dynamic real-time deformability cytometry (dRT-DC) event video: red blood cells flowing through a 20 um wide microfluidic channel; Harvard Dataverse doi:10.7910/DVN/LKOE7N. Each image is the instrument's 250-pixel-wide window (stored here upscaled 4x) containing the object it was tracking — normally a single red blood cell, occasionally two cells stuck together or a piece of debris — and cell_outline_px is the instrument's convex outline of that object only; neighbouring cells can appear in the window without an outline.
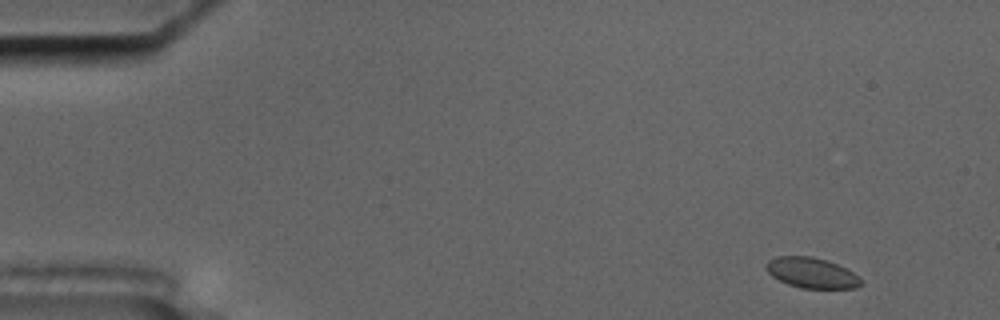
{"species": "common noctule bat (a hibernating species)", "species_latin": "Nyctalus noctula", "temperature_condition": "cold", "stored_images_in_passage": 55, "camera_frame_rate_fps": 3000, "um_per_image_px": 0.085, "animal": {"sex": "male", "body_mass_g": 17.5, "forearm_length_mm": 52.3}, "frame": {"image": 1, "passage_image": 2, "time_ms": 0.333, "image_size_px": [1000, 320], "cell_outline_px": [[860, 284], [856, 288], [800, 288], [788, 284], [772, 276], [764, 268], [764, 264], [768, 260], [776, 256], [812, 256], [848, 268], [860, 280]], "centroid_in_image_um": [68.93, 23.18], "position_along_channel_um": 16.1, "area_um2": 16.7}}
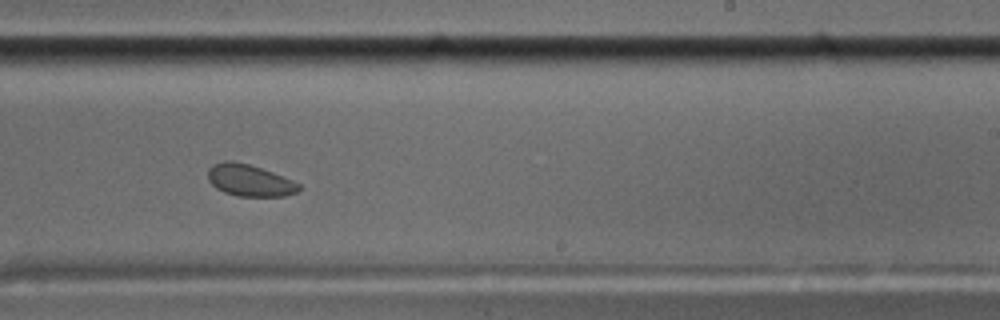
{"frame": {"image": 2, "passage_image": 33, "time_ms": 10.667, "image_size_px": [1000, 320], "cell_outline_px": [[300, 188], [296, 192], [284, 196], [236, 196], [224, 192], [216, 188], [208, 180], [208, 168], [212, 164], [224, 160], [232, 160], [248, 164], [272, 172], [292, 180], [300, 184]], "centroid_in_image_um": [21.17, 15.32], "position_along_channel_um": 267.8, "area_um2": 16.82}}
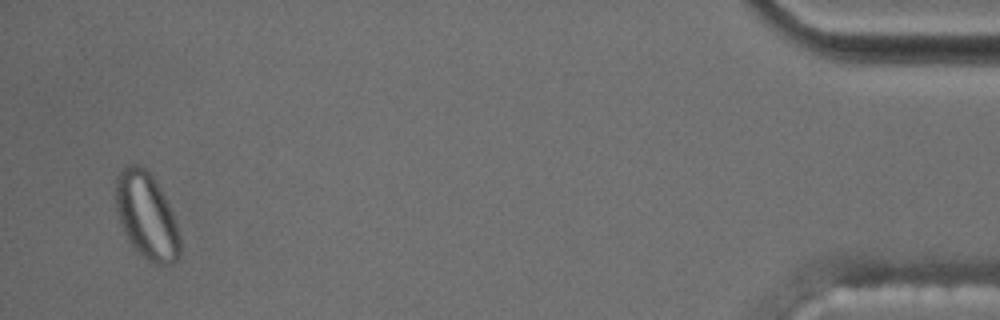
{"frame": {"image": 3, "passage_image": 53, "time_ms": 17.333, "image_size_px": [1000, 320], "cell_outline_px": [[180, 256], [172, 264], [152, 264], [132, 244], [116, 212], [112, 192], [116, 176], [124, 164], [136, 164], [148, 168], [160, 188], [172, 212], [180, 236]], "centroid_in_image_um": [12.42, 18.26], "position_along_channel_um": 422.8, "area_um2": 32.6}}